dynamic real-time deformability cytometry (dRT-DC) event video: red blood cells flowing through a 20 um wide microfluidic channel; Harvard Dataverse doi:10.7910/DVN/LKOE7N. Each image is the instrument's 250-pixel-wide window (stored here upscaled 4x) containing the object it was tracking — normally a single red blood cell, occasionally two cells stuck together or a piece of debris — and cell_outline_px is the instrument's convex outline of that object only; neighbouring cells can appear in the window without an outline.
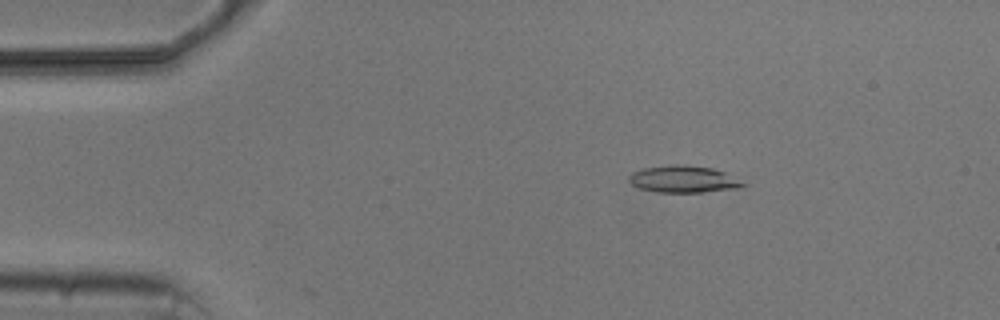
{"species": "common noctule bat (a hibernating species)", "species_latin": "Nyctalus noctula", "temperature_condition": "cold", "stored_images_in_passage": 4, "camera_frame_rate_fps": 3000, "um_per_image_px": 0.085, "animal": {"sex": "male", "body_mass_g": 20.5, "forearm_length_mm": 52.5}, "frame": {"image": 1, "passage_image": 3, "time_ms": 2.333, "image_size_px": [1000, 320], "cell_outline_px": [[748, 184], [736, 188], [704, 192], [656, 192], [640, 188], [632, 184], [628, 180], [628, 176], [632, 172], [644, 168], [676, 164], [684, 164], [712, 168], [724, 172]], "centroid_in_image_um": [58.07, 15.23], "position_along_channel_um": 26.9, "area_um2": 17.8}}
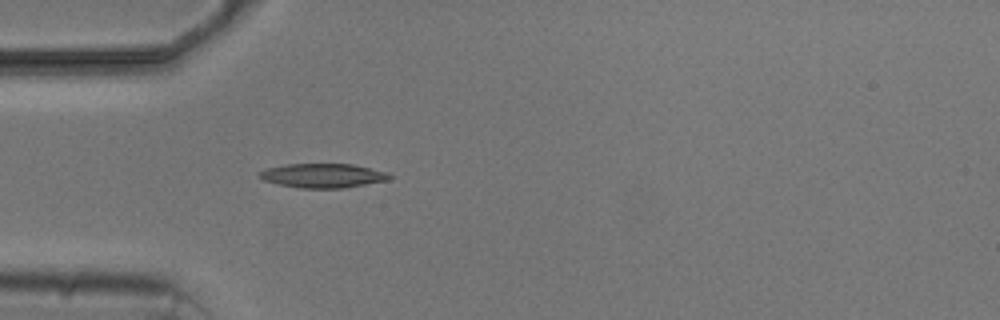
{"frame": {"image": 2, "passage_image": 4, "time_ms": 4.667, "image_size_px": [1000, 320], "cell_outline_px": [[392, 176], [388, 180], [348, 188], [300, 188], [280, 184], [264, 180], [260, 176], [260, 172], [264, 168], [288, 164], [352, 164], [384, 172]], "centroid_in_image_um": [27.44, 14.93], "position_along_channel_um": 57.6, "area_um2": 18.15}}